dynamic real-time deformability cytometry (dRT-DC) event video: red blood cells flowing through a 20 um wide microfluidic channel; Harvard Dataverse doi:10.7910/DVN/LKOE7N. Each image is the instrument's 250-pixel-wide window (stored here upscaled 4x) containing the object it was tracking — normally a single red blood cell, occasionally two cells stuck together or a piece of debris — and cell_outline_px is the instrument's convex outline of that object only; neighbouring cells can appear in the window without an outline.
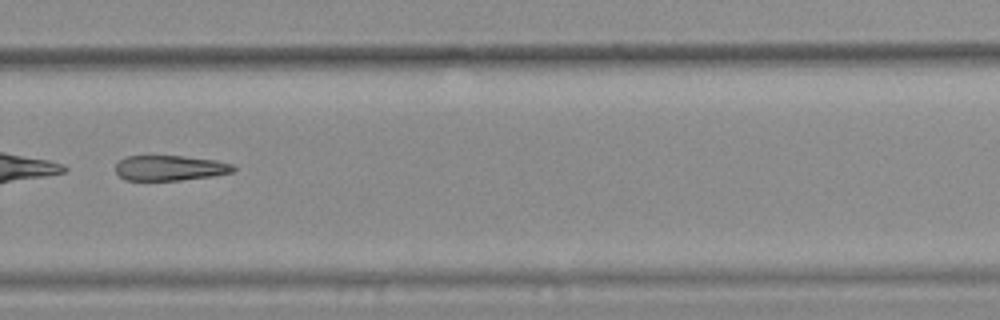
{"species": "common noctule bat (a hibernating species)", "species_latin": "Nyctalus noctula", "temperature_condition": "warm", "stored_images_in_passage": 35, "camera_frame_rate_fps": 3000, "um_per_image_px": 0.085, "animal": {"sex": "female", "body_mass_g": 25.1}, "frame": {"image": 1, "passage_image": 25, "time_ms": 8.0, "image_size_px": [1000, 320], "cell_outline_px": [[236, 168], [232, 172], [212, 176], [180, 180], [124, 180], [116, 172], [116, 164], [124, 156], [184, 156], [216, 160], [232, 164]], "centroid_in_image_um": [14.43, 14.27], "position_along_channel_um": 315.4, "area_um2": 17.28}}